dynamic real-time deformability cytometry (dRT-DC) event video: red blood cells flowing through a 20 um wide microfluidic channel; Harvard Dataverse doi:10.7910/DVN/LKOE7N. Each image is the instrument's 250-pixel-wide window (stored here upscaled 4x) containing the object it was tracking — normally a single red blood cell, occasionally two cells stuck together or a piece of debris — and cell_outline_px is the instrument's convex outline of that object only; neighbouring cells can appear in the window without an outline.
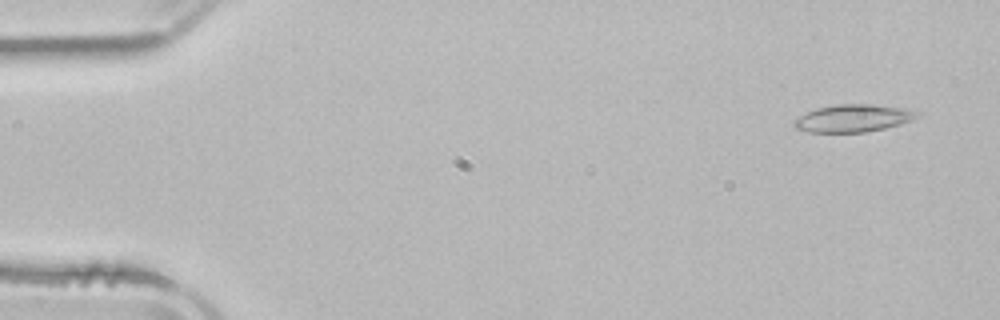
{"species": "common noctule bat (a hibernating species)", "species_latin": "Nyctalus noctula", "temperature_condition": "room temperature", "stored_images_in_passage": 3, "camera_frame_rate_fps": 3000, "um_per_image_px": 0.085, "animal": {"sex": "male", "body_mass_g": 21.5, "forearm_length_mm": 52.0}, "frame": {"image": 1, "passage_image": 1, "time_ms": 0.0, "image_size_px": [1000, 320], "cell_outline_px": [[920, 116], [912, 120], [900, 124], [884, 128], [864, 132], [808, 132], [796, 128], [792, 124], [792, 120], [816, 108], [836, 104], [872, 104], [908, 108], [920, 112]], "centroid_in_image_um": [72.54, 10.04], "position_along_channel_um": 12.5, "area_um2": 19.83}}